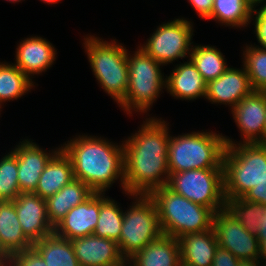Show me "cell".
<instances>
[{
  "label": "cell",
  "mask_w": 266,
  "mask_h": 266,
  "mask_svg": "<svg viewBox=\"0 0 266 266\" xmlns=\"http://www.w3.org/2000/svg\"><path fill=\"white\" fill-rule=\"evenodd\" d=\"M135 50L132 54V51L127 49L128 88L124 99L118 105L129 116L138 112L139 115L156 117L147 112L166 89V76L161 69L164 66L141 47L138 46Z\"/></svg>",
  "instance_id": "cell-5"
},
{
  "label": "cell",
  "mask_w": 266,
  "mask_h": 266,
  "mask_svg": "<svg viewBox=\"0 0 266 266\" xmlns=\"http://www.w3.org/2000/svg\"><path fill=\"white\" fill-rule=\"evenodd\" d=\"M41 2L43 1L45 4L47 3L48 5L52 4H57L58 2L62 0H40Z\"/></svg>",
  "instance_id": "cell-43"
},
{
  "label": "cell",
  "mask_w": 266,
  "mask_h": 266,
  "mask_svg": "<svg viewBox=\"0 0 266 266\" xmlns=\"http://www.w3.org/2000/svg\"><path fill=\"white\" fill-rule=\"evenodd\" d=\"M57 49L46 38L29 36L21 39L15 50L16 65L31 81L52 67L57 60Z\"/></svg>",
  "instance_id": "cell-14"
},
{
  "label": "cell",
  "mask_w": 266,
  "mask_h": 266,
  "mask_svg": "<svg viewBox=\"0 0 266 266\" xmlns=\"http://www.w3.org/2000/svg\"><path fill=\"white\" fill-rule=\"evenodd\" d=\"M11 148L17 155L18 183L21 193H35L41 173L51 157L61 148L46 150L34 140L21 139Z\"/></svg>",
  "instance_id": "cell-13"
},
{
  "label": "cell",
  "mask_w": 266,
  "mask_h": 266,
  "mask_svg": "<svg viewBox=\"0 0 266 266\" xmlns=\"http://www.w3.org/2000/svg\"><path fill=\"white\" fill-rule=\"evenodd\" d=\"M73 179L75 178L71 159L60 148L51 157L41 173L35 194L46 200Z\"/></svg>",
  "instance_id": "cell-22"
},
{
  "label": "cell",
  "mask_w": 266,
  "mask_h": 266,
  "mask_svg": "<svg viewBox=\"0 0 266 266\" xmlns=\"http://www.w3.org/2000/svg\"><path fill=\"white\" fill-rule=\"evenodd\" d=\"M217 132L208 129L170 135L169 174L193 169L223 168L227 144L223 134Z\"/></svg>",
  "instance_id": "cell-4"
},
{
  "label": "cell",
  "mask_w": 266,
  "mask_h": 266,
  "mask_svg": "<svg viewBox=\"0 0 266 266\" xmlns=\"http://www.w3.org/2000/svg\"><path fill=\"white\" fill-rule=\"evenodd\" d=\"M202 19L208 20L212 13L214 0H187Z\"/></svg>",
  "instance_id": "cell-37"
},
{
  "label": "cell",
  "mask_w": 266,
  "mask_h": 266,
  "mask_svg": "<svg viewBox=\"0 0 266 266\" xmlns=\"http://www.w3.org/2000/svg\"><path fill=\"white\" fill-rule=\"evenodd\" d=\"M259 245L260 260L266 264V239L262 240Z\"/></svg>",
  "instance_id": "cell-40"
},
{
  "label": "cell",
  "mask_w": 266,
  "mask_h": 266,
  "mask_svg": "<svg viewBox=\"0 0 266 266\" xmlns=\"http://www.w3.org/2000/svg\"><path fill=\"white\" fill-rule=\"evenodd\" d=\"M124 210L118 246L126 261L162 234L155 202L149 195H132Z\"/></svg>",
  "instance_id": "cell-8"
},
{
  "label": "cell",
  "mask_w": 266,
  "mask_h": 266,
  "mask_svg": "<svg viewBox=\"0 0 266 266\" xmlns=\"http://www.w3.org/2000/svg\"><path fill=\"white\" fill-rule=\"evenodd\" d=\"M88 135H75L60 145L71 159L74 178L93 192L105 194L119 179L122 193L129 198L130 193L126 192L124 185L123 142L118 144L103 136Z\"/></svg>",
  "instance_id": "cell-2"
},
{
  "label": "cell",
  "mask_w": 266,
  "mask_h": 266,
  "mask_svg": "<svg viewBox=\"0 0 266 266\" xmlns=\"http://www.w3.org/2000/svg\"><path fill=\"white\" fill-rule=\"evenodd\" d=\"M195 44L192 46L189 59L206 82L218 78L229 68L225 55L219 48L212 45Z\"/></svg>",
  "instance_id": "cell-28"
},
{
  "label": "cell",
  "mask_w": 266,
  "mask_h": 266,
  "mask_svg": "<svg viewBox=\"0 0 266 266\" xmlns=\"http://www.w3.org/2000/svg\"><path fill=\"white\" fill-rule=\"evenodd\" d=\"M254 7L251 21L254 26V34L256 36L258 46L266 48V4ZM258 8V9H256Z\"/></svg>",
  "instance_id": "cell-34"
},
{
  "label": "cell",
  "mask_w": 266,
  "mask_h": 266,
  "mask_svg": "<svg viewBox=\"0 0 266 266\" xmlns=\"http://www.w3.org/2000/svg\"><path fill=\"white\" fill-rule=\"evenodd\" d=\"M20 193L17 155L11 149L0 158V202L13 201Z\"/></svg>",
  "instance_id": "cell-31"
},
{
  "label": "cell",
  "mask_w": 266,
  "mask_h": 266,
  "mask_svg": "<svg viewBox=\"0 0 266 266\" xmlns=\"http://www.w3.org/2000/svg\"><path fill=\"white\" fill-rule=\"evenodd\" d=\"M34 80L31 81L12 62H0V115L2 105L9 101L18 100L35 88Z\"/></svg>",
  "instance_id": "cell-26"
},
{
  "label": "cell",
  "mask_w": 266,
  "mask_h": 266,
  "mask_svg": "<svg viewBox=\"0 0 266 266\" xmlns=\"http://www.w3.org/2000/svg\"><path fill=\"white\" fill-rule=\"evenodd\" d=\"M238 128L240 140L224 135L227 146L238 144H263V131L266 116V91L253 90L243 97L231 110ZM242 139V140H241Z\"/></svg>",
  "instance_id": "cell-11"
},
{
  "label": "cell",
  "mask_w": 266,
  "mask_h": 266,
  "mask_svg": "<svg viewBox=\"0 0 266 266\" xmlns=\"http://www.w3.org/2000/svg\"><path fill=\"white\" fill-rule=\"evenodd\" d=\"M259 233L256 235L259 243L266 239V205L260 203Z\"/></svg>",
  "instance_id": "cell-38"
},
{
  "label": "cell",
  "mask_w": 266,
  "mask_h": 266,
  "mask_svg": "<svg viewBox=\"0 0 266 266\" xmlns=\"http://www.w3.org/2000/svg\"><path fill=\"white\" fill-rule=\"evenodd\" d=\"M95 35L83 36V48L99 87L118 105L128 88L127 49L116 38L106 41Z\"/></svg>",
  "instance_id": "cell-3"
},
{
  "label": "cell",
  "mask_w": 266,
  "mask_h": 266,
  "mask_svg": "<svg viewBox=\"0 0 266 266\" xmlns=\"http://www.w3.org/2000/svg\"><path fill=\"white\" fill-rule=\"evenodd\" d=\"M263 144H266V116H265V126L263 131Z\"/></svg>",
  "instance_id": "cell-44"
},
{
  "label": "cell",
  "mask_w": 266,
  "mask_h": 266,
  "mask_svg": "<svg viewBox=\"0 0 266 266\" xmlns=\"http://www.w3.org/2000/svg\"><path fill=\"white\" fill-rule=\"evenodd\" d=\"M7 266H47L44 259L33 248L13 254Z\"/></svg>",
  "instance_id": "cell-33"
},
{
  "label": "cell",
  "mask_w": 266,
  "mask_h": 266,
  "mask_svg": "<svg viewBox=\"0 0 266 266\" xmlns=\"http://www.w3.org/2000/svg\"><path fill=\"white\" fill-rule=\"evenodd\" d=\"M127 262L132 266H181L178 239L162 234Z\"/></svg>",
  "instance_id": "cell-21"
},
{
  "label": "cell",
  "mask_w": 266,
  "mask_h": 266,
  "mask_svg": "<svg viewBox=\"0 0 266 266\" xmlns=\"http://www.w3.org/2000/svg\"><path fill=\"white\" fill-rule=\"evenodd\" d=\"M10 255L3 249L1 243H0V261L7 266L10 260Z\"/></svg>",
  "instance_id": "cell-41"
},
{
  "label": "cell",
  "mask_w": 266,
  "mask_h": 266,
  "mask_svg": "<svg viewBox=\"0 0 266 266\" xmlns=\"http://www.w3.org/2000/svg\"><path fill=\"white\" fill-rule=\"evenodd\" d=\"M155 202L163 234L179 237L206 231L213 226L214 212L174 193L167 186L157 188L149 194Z\"/></svg>",
  "instance_id": "cell-6"
},
{
  "label": "cell",
  "mask_w": 266,
  "mask_h": 266,
  "mask_svg": "<svg viewBox=\"0 0 266 266\" xmlns=\"http://www.w3.org/2000/svg\"><path fill=\"white\" fill-rule=\"evenodd\" d=\"M222 167L225 198L244 197L266 176V144L227 146Z\"/></svg>",
  "instance_id": "cell-7"
},
{
  "label": "cell",
  "mask_w": 266,
  "mask_h": 266,
  "mask_svg": "<svg viewBox=\"0 0 266 266\" xmlns=\"http://www.w3.org/2000/svg\"><path fill=\"white\" fill-rule=\"evenodd\" d=\"M243 198L247 201L266 205V176L257 186L250 189Z\"/></svg>",
  "instance_id": "cell-36"
},
{
  "label": "cell",
  "mask_w": 266,
  "mask_h": 266,
  "mask_svg": "<svg viewBox=\"0 0 266 266\" xmlns=\"http://www.w3.org/2000/svg\"><path fill=\"white\" fill-rule=\"evenodd\" d=\"M225 208L251 234L259 233L260 203L247 201L243 197L226 199Z\"/></svg>",
  "instance_id": "cell-32"
},
{
  "label": "cell",
  "mask_w": 266,
  "mask_h": 266,
  "mask_svg": "<svg viewBox=\"0 0 266 266\" xmlns=\"http://www.w3.org/2000/svg\"><path fill=\"white\" fill-rule=\"evenodd\" d=\"M94 192L81 180L73 179L46 199L47 216L55 227L73 207L87 200Z\"/></svg>",
  "instance_id": "cell-23"
},
{
  "label": "cell",
  "mask_w": 266,
  "mask_h": 266,
  "mask_svg": "<svg viewBox=\"0 0 266 266\" xmlns=\"http://www.w3.org/2000/svg\"><path fill=\"white\" fill-rule=\"evenodd\" d=\"M181 266H211L218 243L213 229L178 238Z\"/></svg>",
  "instance_id": "cell-20"
},
{
  "label": "cell",
  "mask_w": 266,
  "mask_h": 266,
  "mask_svg": "<svg viewBox=\"0 0 266 266\" xmlns=\"http://www.w3.org/2000/svg\"><path fill=\"white\" fill-rule=\"evenodd\" d=\"M100 210V193L94 192L87 200L73 207L54 227V233L64 239L93 235Z\"/></svg>",
  "instance_id": "cell-18"
},
{
  "label": "cell",
  "mask_w": 266,
  "mask_h": 266,
  "mask_svg": "<svg viewBox=\"0 0 266 266\" xmlns=\"http://www.w3.org/2000/svg\"><path fill=\"white\" fill-rule=\"evenodd\" d=\"M122 266H132L130 263L126 262L125 264H123Z\"/></svg>",
  "instance_id": "cell-46"
},
{
  "label": "cell",
  "mask_w": 266,
  "mask_h": 266,
  "mask_svg": "<svg viewBox=\"0 0 266 266\" xmlns=\"http://www.w3.org/2000/svg\"><path fill=\"white\" fill-rule=\"evenodd\" d=\"M13 202L23 234L32 244L54 233L45 199L35 193H20Z\"/></svg>",
  "instance_id": "cell-15"
},
{
  "label": "cell",
  "mask_w": 266,
  "mask_h": 266,
  "mask_svg": "<svg viewBox=\"0 0 266 266\" xmlns=\"http://www.w3.org/2000/svg\"><path fill=\"white\" fill-rule=\"evenodd\" d=\"M239 259L229 250L218 247L211 266H238Z\"/></svg>",
  "instance_id": "cell-35"
},
{
  "label": "cell",
  "mask_w": 266,
  "mask_h": 266,
  "mask_svg": "<svg viewBox=\"0 0 266 266\" xmlns=\"http://www.w3.org/2000/svg\"><path fill=\"white\" fill-rule=\"evenodd\" d=\"M70 242L80 266H122L127 262L117 241L89 235Z\"/></svg>",
  "instance_id": "cell-17"
},
{
  "label": "cell",
  "mask_w": 266,
  "mask_h": 266,
  "mask_svg": "<svg viewBox=\"0 0 266 266\" xmlns=\"http://www.w3.org/2000/svg\"><path fill=\"white\" fill-rule=\"evenodd\" d=\"M167 187L188 200L210 208H225L223 168L193 169L169 175Z\"/></svg>",
  "instance_id": "cell-9"
},
{
  "label": "cell",
  "mask_w": 266,
  "mask_h": 266,
  "mask_svg": "<svg viewBox=\"0 0 266 266\" xmlns=\"http://www.w3.org/2000/svg\"><path fill=\"white\" fill-rule=\"evenodd\" d=\"M242 63L246 68L253 90L266 91V48L254 43L242 49Z\"/></svg>",
  "instance_id": "cell-30"
},
{
  "label": "cell",
  "mask_w": 266,
  "mask_h": 266,
  "mask_svg": "<svg viewBox=\"0 0 266 266\" xmlns=\"http://www.w3.org/2000/svg\"><path fill=\"white\" fill-rule=\"evenodd\" d=\"M194 25L184 17L159 24L141 47L149 56L163 66L190 57L194 44Z\"/></svg>",
  "instance_id": "cell-10"
},
{
  "label": "cell",
  "mask_w": 266,
  "mask_h": 266,
  "mask_svg": "<svg viewBox=\"0 0 266 266\" xmlns=\"http://www.w3.org/2000/svg\"><path fill=\"white\" fill-rule=\"evenodd\" d=\"M32 247L44 259L47 266H80L70 240L55 233L35 242Z\"/></svg>",
  "instance_id": "cell-27"
},
{
  "label": "cell",
  "mask_w": 266,
  "mask_h": 266,
  "mask_svg": "<svg viewBox=\"0 0 266 266\" xmlns=\"http://www.w3.org/2000/svg\"><path fill=\"white\" fill-rule=\"evenodd\" d=\"M112 197L100 193V210L97 226L93 235L119 241L124 210ZM118 204V205H117Z\"/></svg>",
  "instance_id": "cell-29"
},
{
  "label": "cell",
  "mask_w": 266,
  "mask_h": 266,
  "mask_svg": "<svg viewBox=\"0 0 266 266\" xmlns=\"http://www.w3.org/2000/svg\"><path fill=\"white\" fill-rule=\"evenodd\" d=\"M7 2H10V3H18V2H21V1H25V0H6Z\"/></svg>",
  "instance_id": "cell-45"
},
{
  "label": "cell",
  "mask_w": 266,
  "mask_h": 266,
  "mask_svg": "<svg viewBox=\"0 0 266 266\" xmlns=\"http://www.w3.org/2000/svg\"><path fill=\"white\" fill-rule=\"evenodd\" d=\"M138 128L123 141L124 185L132 195H149L167 186L169 179L168 149L169 122L162 118L147 117Z\"/></svg>",
  "instance_id": "cell-1"
},
{
  "label": "cell",
  "mask_w": 266,
  "mask_h": 266,
  "mask_svg": "<svg viewBox=\"0 0 266 266\" xmlns=\"http://www.w3.org/2000/svg\"><path fill=\"white\" fill-rule=\"evenodd\" d=\"M238 266H265L261 260H239Z\"/></svg>",
  "instance_id": "cell-39"
},
{
  "label": "cell",
  "mask_w": 266,
  "mask_h": 266,
  "mask_svg": "<svg viewBox=\"0 0 266 266\" xmlns=\"http://www.w3.org/2000/svg\"><path fill=\"white\" fill-rule=\"evenodd\" d=\"M0 243L10 256L33 245L23 234L13 201L0 202Z\"/></svg>",
  "instance_id": "cell-24"
},
{
  "label": "cell",
  "mask_w": 266,
  "mask_h": 266,
  "mask_svg": "<svg viewBox=\"0 0 266 266\" xmlns=\"http://www.w3.org/2000/svg\"><path fill=\"white\" fill-rule=\"evenodd\" d=\"M253 7H258L259 5L266 4V0H248Z\"/></svg>",
  "instance_id": "cell-42"
},
{
  "label": "cell",
  "mask_w": 266,
  "mask_h": 266,
  "mask_svg": "<svg viewBox=\"0 0 266 266\" xmlns=\"http://www.w3.org/2000/svg\"><path fill=\"white\" fill-rule=\"evenodd\" d=\"M253 10L248 0H214L208 20H215L219 25L233 29H245L252 22Z\"/></svg>",
  "instance_id": "cell-25"
},
{
  "label": "cell",
  "mask_w": 266,
  "mask_h": 266,
  "mask_svg": "<svg viewBox=\"0 0 266 266\" xmlns=\"http://www.w3.org/2000/svg\"><path fill=\"white\" fill-rule=\"evenodd\" d=\"M166 90L174 99L195 101L205 99L207 82L197 70L193 62L188 59L174 65L169 76L166 75Z\"/></svg>",
  "instance_id": "cell-19"
},
{
  "label": "cell",
  "mask_w": 266,
  "mask_h": 266,
  "mask_svg": "<svg viewBox=\"0 0 266 266\" xmlns=\"http://www.w3.org/2000/svg\"><path fill=\"white\" fill-rule=\"evenodd\" d=\"M253 91L245 66L230 67L206 85L205 99L211 104L227 105L232 110L240 100Z\"/></svg>",
  "instance_id": "cell-16"
},
{
  "label": "cell",
  "mask_w": 266,
  "mask_h": 266,
  "mask_svg": "<svg viewBox=\"0 0 266 266\" xmlns=\"http://www.w3.org/2000/svg\"><path fill=\"white\" fill-rule=\"evenodd\" d=\"M212 227L219 247L229 250L239 260H260L256 235L248 232L226 208L214 214Z\"/></svg>",
  "instance_id": "cell-12"
}]
</instances>
